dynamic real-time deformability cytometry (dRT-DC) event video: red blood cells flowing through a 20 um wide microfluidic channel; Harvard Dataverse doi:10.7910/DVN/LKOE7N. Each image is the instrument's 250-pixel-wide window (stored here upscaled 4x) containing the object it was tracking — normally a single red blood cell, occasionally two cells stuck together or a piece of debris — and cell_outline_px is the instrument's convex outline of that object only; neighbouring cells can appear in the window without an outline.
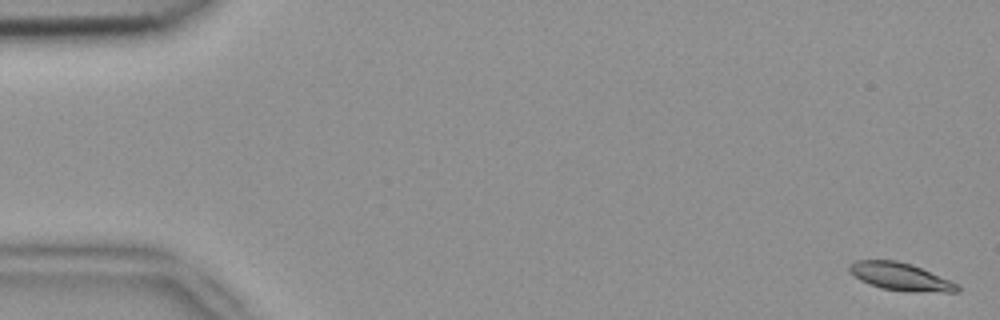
{"species": "common noctule bat (a hibernating species)", "species_latin": "Nyctalus noctula", "temperature_condition": "room temperature", "stored_images_in_passage": 4, "camera_frame_rate_fps": 3000, "um_per_image_px": 0.085, "animal": {"sex": "female", "body_mass_g": 18.4}, "frame": {"image": 1, "passage_image": 1, "time_ms": 0.0, "image_size_px": [1000, 320], "cell_outline_px": [[960, 292], [908, 292], [880, 288], [860, 280], [848, 268], [848, 264], [856, 260], [896, 260], [912, 264], [960, 284]], "centroid_in_image_um": [76.59, 23.52], "position_along_channel_um": 8.4, "area_um2": 17.57}}
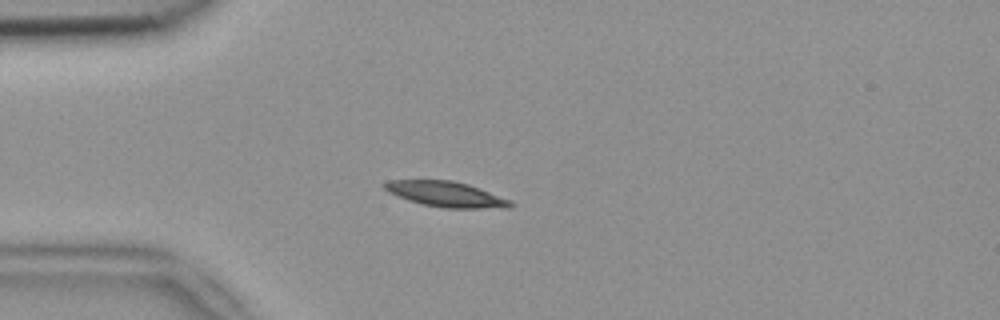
{"frame": {"image": 2, "passage_image": 4, "time_ms": 1.0, "image_size_px": [1000, 320], "cell_outline_px": [[516, 204], [512, 208], [444, 208], [420, 204], [396, 196], [388, 192], [384, 188], [384, 184], [388, 180], [452, 180], [468, 184], [512, 200]], "centroid_in_image_um": [37.95, 16.52], "position_along_channel_um": 47.0, "area_um2": 18.84}}